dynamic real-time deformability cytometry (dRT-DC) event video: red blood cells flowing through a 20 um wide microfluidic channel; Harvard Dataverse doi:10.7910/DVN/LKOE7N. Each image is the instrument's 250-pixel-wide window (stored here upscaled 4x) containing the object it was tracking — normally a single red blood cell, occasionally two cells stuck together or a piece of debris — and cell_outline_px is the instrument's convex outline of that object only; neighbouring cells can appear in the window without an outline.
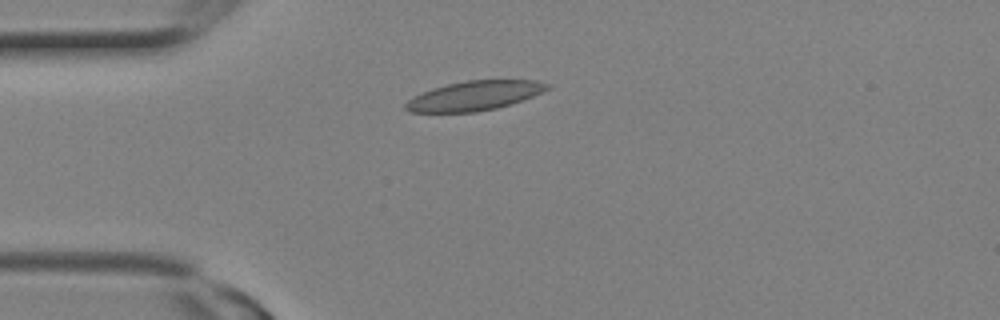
{"species": "Egyptian fruit bat (a non-hibernating species)", "species_latin": "Rousettus aegyptiacus", "temperature_condition": "room temperature", "stored_images_in_passage": 7, "camera_frame_rate_fps": 3000, "um_per_image_px": 0.085, "animal": {"sex": "female"}, "frame": {"image": 1, "passage_image": 6, "time_ms": 1.667, "image_size_px": [1000, 320], "cell_outline_px": [[552, 88], [512, 104], [496, 108], [476, 112], [408, 112], [404, 108], [404, 104], [408, 100], [432, 88], [448, 84], [468, 80], [536, 80], [552, 84]], "centroid_in_image_um": [40.37, 8.13], "position_along_channel_um": 44.6, "area_um2": 24.28}}